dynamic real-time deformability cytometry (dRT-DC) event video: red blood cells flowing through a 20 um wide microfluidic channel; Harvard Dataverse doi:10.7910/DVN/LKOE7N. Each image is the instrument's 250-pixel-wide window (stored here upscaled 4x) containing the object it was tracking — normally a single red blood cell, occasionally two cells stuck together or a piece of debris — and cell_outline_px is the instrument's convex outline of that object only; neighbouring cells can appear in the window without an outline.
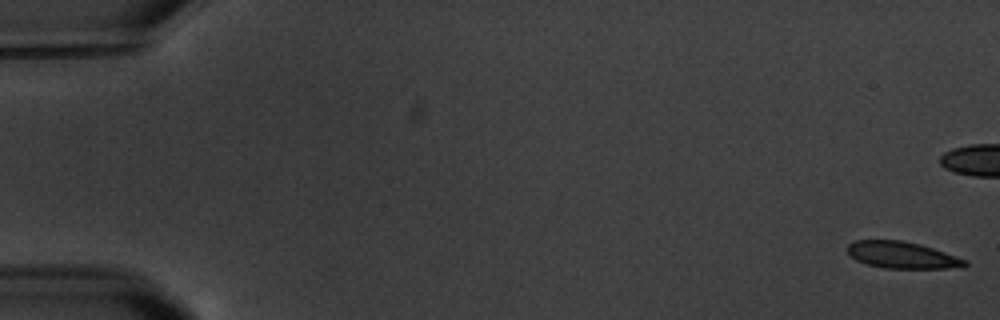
{"species": "common noctule bat (a hibernating species)", "species_latin": "Nyctalus noctula", "temperature_condition": "warm", "stored_images_in_passage": 7, "camera_frame_rate_fps": 3000, "um_per_image_px": 0.085, "animal": {"sex": "male", "body_mass_g": 20.1, "forearm_length_mm": 53.5}, "frame": {"image": 1, "passage_image": 1, "time_ms": 0.0, "image_size_px": [1000, 320], "cell_outline_px": [[968, 264], [964, 268], [884, 268], [864, 264], [856, 260], [848, 252], [848, 244], [856, 240], [900, 240], [920, 244], [968, 260]], "centroid_in_image_um": [76.7, 21.69], "position_along_channel_um": 8.3, "area_um2": 18.32}}